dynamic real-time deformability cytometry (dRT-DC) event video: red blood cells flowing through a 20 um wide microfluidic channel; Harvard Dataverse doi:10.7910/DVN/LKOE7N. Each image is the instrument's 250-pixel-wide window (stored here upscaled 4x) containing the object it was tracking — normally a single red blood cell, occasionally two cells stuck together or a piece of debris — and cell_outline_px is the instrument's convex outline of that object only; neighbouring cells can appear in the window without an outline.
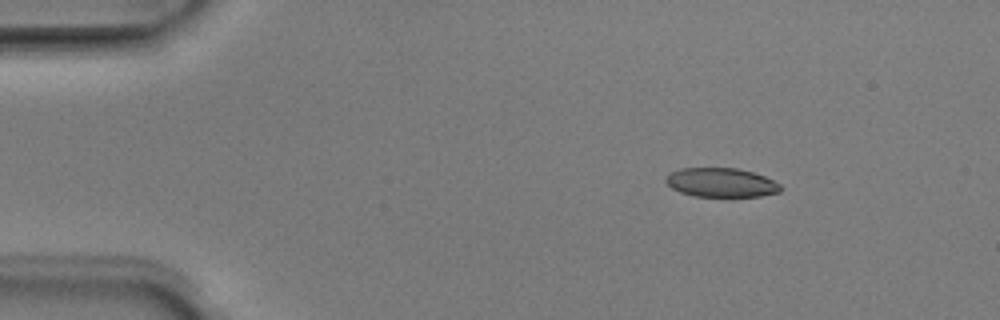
{"species": "Egyptian fruit bat (a non-hibernating species)", "species_latin": "Rousettus aegyptiacus", "temperature_condition": "room temperature", "stored_images_in_passage": 4, "camera_frame_rate_fps": 3000, "um_per_image_px": 0.085, "animal": {"sex": "male"}, "frame": {"image": 1, "passage_image": 2, "time_ms": 0.333, "image_size_px": [1000, 320], "cell_outline_px": [[784, 188], [780, 192], [760, 196], [692, 196], [680, 192], [672, 188], [664, 180], [668, 172], [680, 168], [736, 168], [752, 172], [764, 176], [780, 184]], "centroid_in_image_um": [61.28, 15.51], "position_along_channel_um": 23.7, "area_um2": 19.54}}